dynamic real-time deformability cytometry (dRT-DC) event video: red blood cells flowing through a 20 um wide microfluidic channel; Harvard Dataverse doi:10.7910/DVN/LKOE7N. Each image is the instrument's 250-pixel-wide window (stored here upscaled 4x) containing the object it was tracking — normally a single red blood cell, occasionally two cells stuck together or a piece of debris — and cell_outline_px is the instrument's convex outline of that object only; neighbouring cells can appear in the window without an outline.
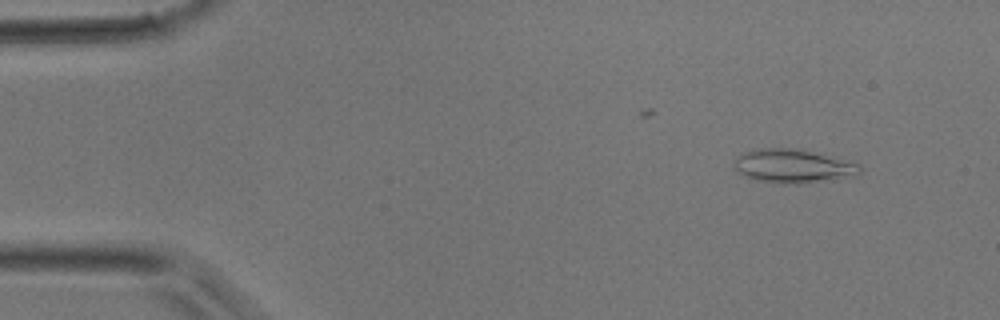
{"species": "common noctule bat (a hibernating species)", "species_latin": "Nyctalus noctula", "temperature_condition": "room temperature", "stored_images_in_passage": 3, "camera_frame_rate_fps": 3000, "um_per_image_px": 0.085, "animal": {"sex": "male", "body_mass_g": 17.9}, "frame": {"image": 1, "passage_image": 1, "time_ms": 0.0, "image_size_px": [1000, 320], "cell_outline_px": [[864, 168], [860, 172], [852, 176], [796, 184], [780, 184], [756, 180], [736, 172], [732, 160], [736, 156], [744, 152], [768, 148], [800, 148], [836, 156], [852, 160], [860, 164]], "centroid_in_image_um": [67.44, 14.1], "position_along_channel_um": 17.6, "area_um2": 25.2}}